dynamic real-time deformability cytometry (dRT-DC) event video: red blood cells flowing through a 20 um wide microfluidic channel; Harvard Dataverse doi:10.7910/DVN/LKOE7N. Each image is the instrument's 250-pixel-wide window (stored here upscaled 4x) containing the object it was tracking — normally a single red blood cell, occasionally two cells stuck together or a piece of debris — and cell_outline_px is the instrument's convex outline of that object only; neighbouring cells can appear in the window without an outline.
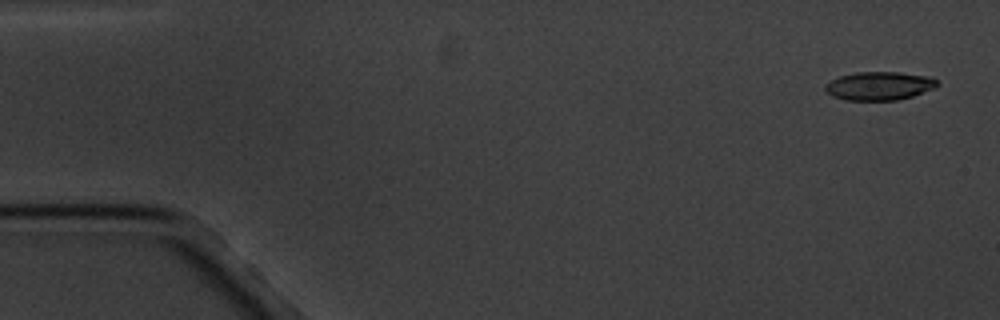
{"species": "common noctule bat (a hibernating species)", "species_latin": "Nyctalus noctula", "temperature_condition": "cold", "stored_images_in_passage": 5, "camera_frame_rate_fps": 3000, "um_per_image_px": 0.085, "animal": {"sex": "male", "body_mass_g": 20.1, "forearm_length_mm": 53.5}, "frame": {"image": 1, "passage_image": 1, "time_ms": 0.0, "image_size_px": [1000, 320], "cell_outline_px": [[940, 84], [936, 88], [912, 96], [896, 100], [844, 100], [832, 96], [824, 88], [824, 84], [840, 76], [856, 72], [900, 72], [932, 76]], "centroid_in_image_um": [74.77, 7.29], "position_along_channel_um": 10.2, "area_um2": 18.73}}
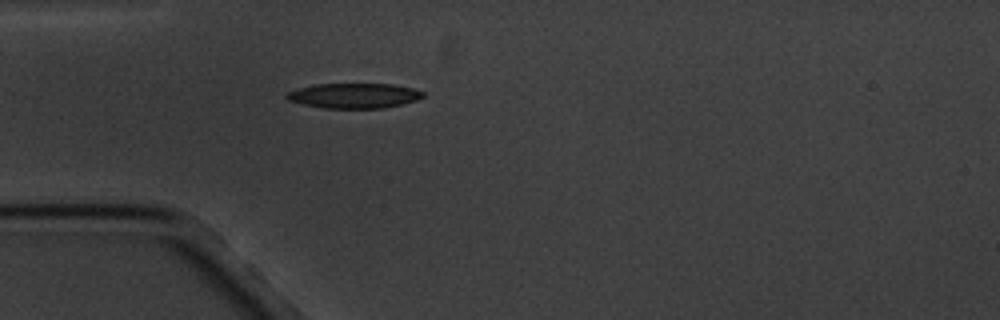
{"frame": {"image": 2, "passage_image": 5, "time_ms": 4.667, "image_size_px": [1000, 320], "cell_outline_px": [[424, 96], [416, 100], [384, 108], [324, 108], [304, 104], [288, 100], [284, 96], [288, 92], [312, 84], [396, 84], [412, 88], [424, 92]], "centroid_in_image_um": [30.1, 8.12], "position_along_channel_um": 54.9, "area_um2": 19.77}}